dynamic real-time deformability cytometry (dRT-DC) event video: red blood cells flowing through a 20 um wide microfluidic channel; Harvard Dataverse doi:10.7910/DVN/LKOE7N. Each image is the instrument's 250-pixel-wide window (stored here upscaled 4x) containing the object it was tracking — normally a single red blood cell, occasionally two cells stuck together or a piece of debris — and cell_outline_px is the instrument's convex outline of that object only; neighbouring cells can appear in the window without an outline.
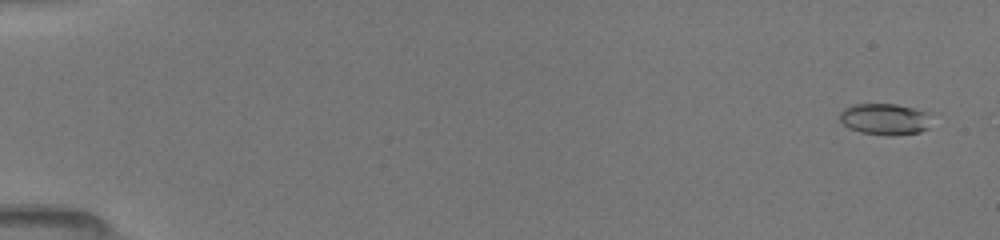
{"species": "common noctule bat (a hibernating species)", "species_latin": "Nyctalus noctula", "temperature_condition": "room temperature", "stored_images_in_passage": 17, "camera_frame_rate_fps": 3000, "um_per_image_px": 0.085, "animal": {"sex": "female", "body_mass_g": 19.5, "forearm_length_mm": 54.1}, "frame": {"image": 1, "passage_image": 3, "time_ms": 0.667, "image_size_px": [1000, 240], "cell_outline_px": [[932, 112], [928, 128], [920, 132], [892, 136], [888, 136], [860, 132], [848, 128], [840, 120], [840, 112], [844, 108], [852, 104], [896, 104]], "centroid_in_image_um": [75.24, 10.12], "position_along_channel_um": 9.8, "area_um2": 17.11}}
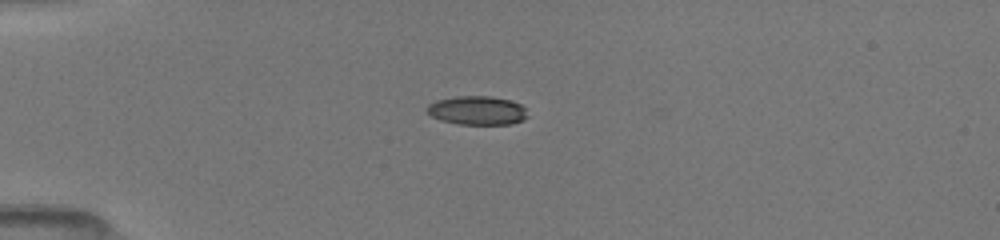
{"frame": {"image": 2, "passage_image": 15, "time_ms": 4.667, "image_size_px": [1000, 240], "cell_outline_px": [[528, 116], [524, 120], [512, 124], [456, 124], [440, 120], [432, 116], [424, 108], [428, 104], [436, 100], [456, 96], [492, 96], [512, 100], [520, 104], [524, 108]], "centroid_in_image_um": [40.55, 9.38], "position_along_channel_um": 44.4, "area_um2": 17.11}}